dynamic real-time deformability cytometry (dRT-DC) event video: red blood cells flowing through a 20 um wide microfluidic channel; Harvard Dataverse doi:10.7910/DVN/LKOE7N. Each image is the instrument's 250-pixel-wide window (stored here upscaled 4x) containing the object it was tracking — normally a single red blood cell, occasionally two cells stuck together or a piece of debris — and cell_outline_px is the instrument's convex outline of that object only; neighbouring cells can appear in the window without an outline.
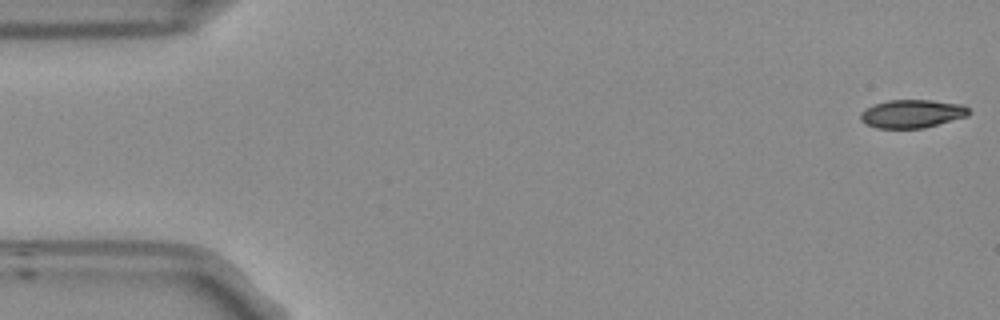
{"species": "Egyptian fruit bat (a non-hibernating species)", "species_latin": "Rousettus aegyptiacus", "temperature_condition": "room temperature", "stored_images_in_passage": 8, "camera_frame_rate_fps": 3000, "um_per_image_px": 0.085, "frame": {"image": 1, "passage_image": 1, "time_ms": 0.0, "image_size_px": [1000, 320], "cell_outline_px": [[972, 112], [968, 116], [924, 128], [876, 128], [860, 120], [860, 112], [872, 104], [888, 100], [932, 100], [964, 104]], "centroid_in_image_um": [77.54, 9.66], "position_along_channel_um": 7.5, "area_um2": 18.03}}